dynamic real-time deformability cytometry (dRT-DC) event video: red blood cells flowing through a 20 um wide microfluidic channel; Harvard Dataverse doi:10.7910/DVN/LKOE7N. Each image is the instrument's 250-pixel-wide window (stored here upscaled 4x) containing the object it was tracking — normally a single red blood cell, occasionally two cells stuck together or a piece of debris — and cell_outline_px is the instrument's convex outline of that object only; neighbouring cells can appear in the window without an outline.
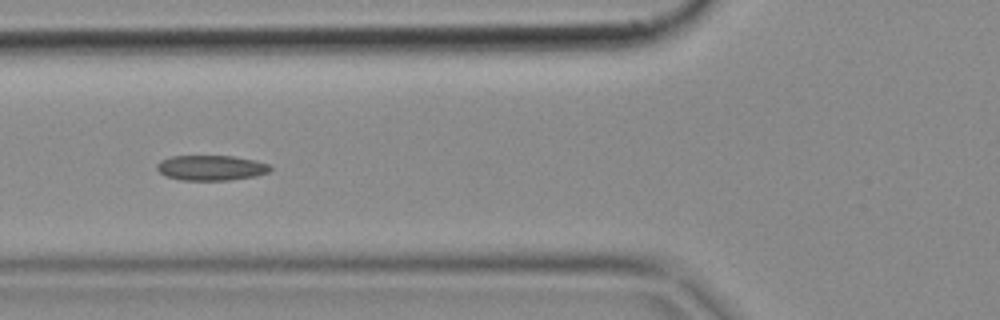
{"species": "common noctule bat (a hibernating species)", "species_latin": "Nyctalus noctula", "temperature_condition": "cold", "stored_images_in_passage": 8, "camera_frame_rate_fps": 3000, "um_per_image_px": 0.085, "animal": {"sex": "female", "body_mass_g": 18.4}, "frame": {"image": 1, "passage_image": 6, "time_ms": 1.667, "image_size_px": [1000, 320], "cell_outline_px": [[272, 168], [268, 172], [256, 176], [228, 180], [180, 180], [168, 176], [160, 172], [156, 168], [156, 164], [160, 160], [172, 156], [232, 156], [256, 160], [268, 164]], "centroid_in_image_um": [17.94, 14.26], "position_along_channel_um": 107.9, "area_um2": 16.59}}
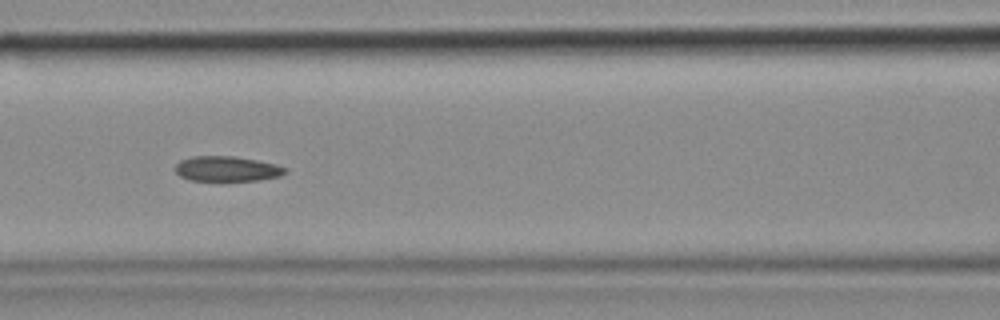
{"frame": {"image": 2, "passage_image": 7, "time_ms": 2.0, "image_size_px": [1000, 320], "cell_outline_px": [[288, 172], [280, 176], [260, 180], [192, 180], [180, 176], [176, 172], [176, 164], [180, 160], [192, 156], [232, 156], [256, 160], [276, 164], [288, 168]], "centroid_in_image_um": [19.33, 14.34], "position_along_channel_um": 147.3, "area_um2": 16.01}}